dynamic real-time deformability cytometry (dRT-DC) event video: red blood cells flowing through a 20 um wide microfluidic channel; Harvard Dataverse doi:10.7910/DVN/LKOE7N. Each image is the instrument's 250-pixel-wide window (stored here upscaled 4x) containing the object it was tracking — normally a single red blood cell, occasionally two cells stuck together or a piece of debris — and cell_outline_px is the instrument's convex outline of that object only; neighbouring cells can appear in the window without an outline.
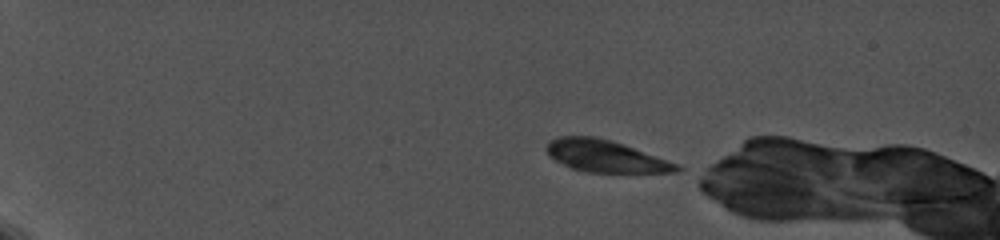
{"species": "common noctule bat (a hibernating species)", "species_latin": "Nyctalus noctula", "temperature_condition": "cold", "stored_images_in_passage": 9, "camera_frame_rate_fps": 5000, "um_per_image_px": 0.085, "animal": {"sex": "female", "body_mass_g": 19.0, "forearm_length_mm": 56.7}, "frame": {"image": 1, "passage_image": 1, "time_ms": 0.0, "image_size_px": [1000, 240], "cell_outline_px": [[684, 168], [676, 172], [588, 172], [572, 168], [548, 156], [544, 148], [548, 140], [560, 136], [596, 136], [624, 144], [680, 164]], "centroid_in_image_um": [51.46, 13.26], "position_along_channel_um": 33.5, "area_um2": 24.39}}